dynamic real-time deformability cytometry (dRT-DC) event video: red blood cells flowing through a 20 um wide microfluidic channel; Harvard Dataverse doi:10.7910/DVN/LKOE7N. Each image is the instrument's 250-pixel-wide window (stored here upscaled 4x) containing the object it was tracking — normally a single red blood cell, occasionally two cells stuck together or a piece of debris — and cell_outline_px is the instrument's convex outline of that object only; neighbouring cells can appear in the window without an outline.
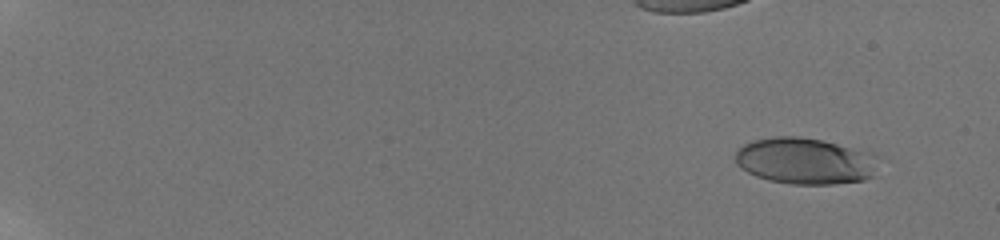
{"species": "human", "species_latin": "Homo sapiens", "temperature_condition": "room temperature", "stored_images_in_passage": 57, "camera_frame_rate_fps": 3000, "um_per_image_px": 0.085, "donor": {"sex": "male"}, "frame": {"image": 1, "passage_image": 6, "time_ms": 1.667, "image_size_px": [1000, 240], "cell_outline_px": [[876, 176], [864, 180], [832, 184], [792, 184], [768, 180], [756, 176], [740, 168], [736, 164], [736, 152], [744, 144], [752, 140], [776, 136], [800, 136], [824, 140], [864, 152]], "centroid_in_image_um": [68.27, 13.69], "position_along_channel_um": 16.7, "area_um2": 37.74}}
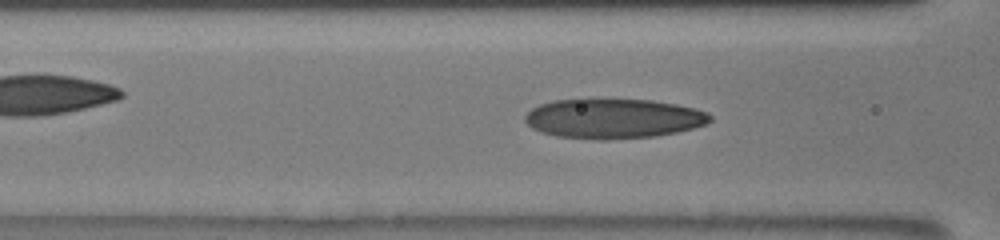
{"frame": {"image": 2, "passage_image": 33, "time_ms": 9.333, "image_size_px": [1000, 240], "cell_outline_px": [[712, 120], [704, 124], [692, 128], [676, 132], [656, 136], [608, 140], [596, 140], [556, 136], [540, 132], [532, 128], [524, 120], [524, 116], [532, 108], [540, 104], [556, 100], [652, 100], [676, 104], [696, 108], [708, 112], [712, 116]], "centroid_in_image_um": [52.14, 10.09], "position_along_channel_um": 114.5, "area_um2": 42.83}}
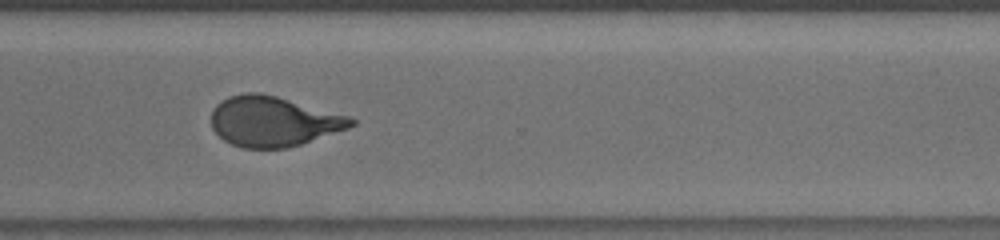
{"frame": {"image": 3, "passage_image": 56, "time_ms": 15.333, "image_size_px": [1000, 240], "cell_outline_px": [[356, 124], [348, 128], [288, 148], [244, 148], [232, 144], [224, 140], [212, 128], [212, 112], [216, 104], [228, 96], [248, 92], [260, 92], [276, 96], [348, 116], [356, 120]], "centroid_in_image_um": [23.21, 10.31], "position_along_channel_um": 347.4, "area_um2": 40.46}}